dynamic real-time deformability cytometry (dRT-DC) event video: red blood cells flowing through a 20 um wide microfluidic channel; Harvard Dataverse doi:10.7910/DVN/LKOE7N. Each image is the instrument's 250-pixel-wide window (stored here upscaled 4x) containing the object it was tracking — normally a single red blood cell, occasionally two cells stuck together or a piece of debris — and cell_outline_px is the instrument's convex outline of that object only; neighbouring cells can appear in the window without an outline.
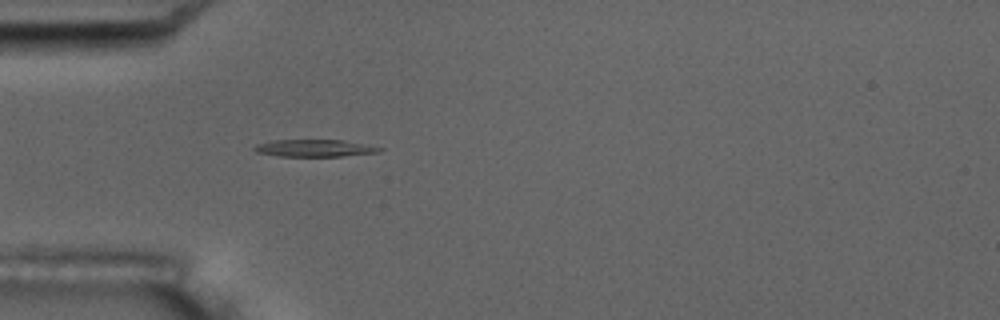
{"species": "common noctule bat (a hibernating species)", "species_latin": "Nyctalus noctula", "temperature_condition": "room temperature", "stored_images_in_passage": 3, "camera_frame_rate_fps": 3000, "um_per_image_px": 0.085, "animal": {"sex": "male", "body_mass_g": 17.5, "forearm_length_mm": 52.3}, "frame": {"image": 1, "passage_image": 3, "time_ms": 2.333, "image_size_px": [1000, 320], "cell_outline_px": [[384, 148], [380, 152], [340, 156], [280, 156], [256, 152], [252, 148], [256, 144], [272, 140], [340, 140]], "centroid_in_image_um": [26.68, 12.59], "position_along_channel_um": 58.3, "area_um2": 12.31}}